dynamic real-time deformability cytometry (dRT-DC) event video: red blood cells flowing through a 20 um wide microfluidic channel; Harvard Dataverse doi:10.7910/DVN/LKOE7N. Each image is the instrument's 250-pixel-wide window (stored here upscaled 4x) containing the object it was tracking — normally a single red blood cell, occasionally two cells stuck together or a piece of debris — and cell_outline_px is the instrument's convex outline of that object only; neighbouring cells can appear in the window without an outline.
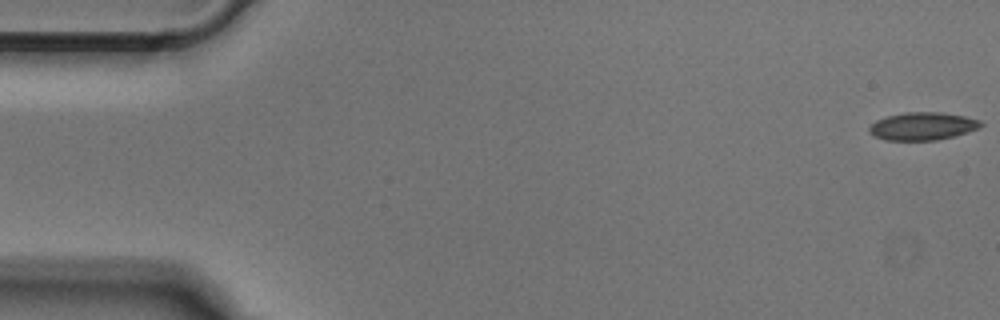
{"species": "Egyptian fruit bat (a non-hibernating species)", "species_latin": "Rousettus aegyptiacus", "temperature_condition": "cold", "stored_images_in_passage": 51, "camera_frame_rate_fps": 3000, "um_per_image_px": 0.085, "animal": {"sex": "male"}, "frame": {"image": 1, "passage_image": 1, "time_ms": 0.0, "image_size_px": [1000, 320], "cell_outline_px": [[984, 124], [968, 132], [936, 140], [888, 140], [872, 136], [868, 132], [868, 128], [876, 120], [888, 116], [904, 112], [940, 112], [964, 116], [980, 120]], "centroid_in_image_um": [78.38, 10.72], "position_along_channel_um": 6.6, "area_um2": 17.98}}
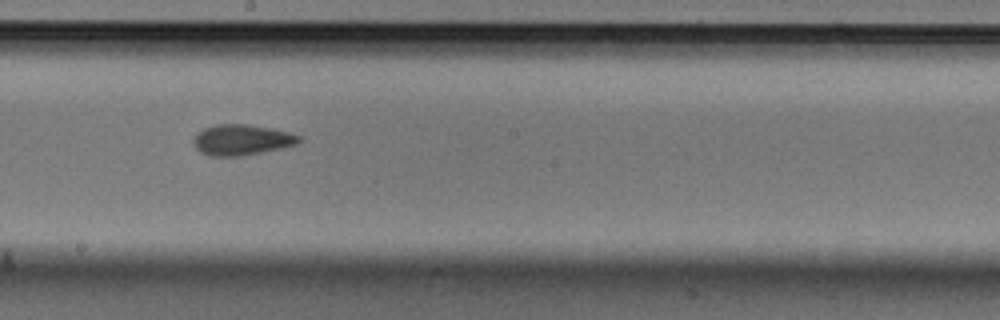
{"frame": {"image": 2, "passage_image": 28, "time_ms": 9.0, "image_size_px": [1000, 320], "cell_outline_px": [[304, 140], [296, 144], [280, 148], [240, 156], [212, 156], [200, 152], [192, 144], [192, 140], [196, 132], [204, 128], [216, 124], [248, 124], [272, 128], [288, 132], [300, 136]], "centroid_in_image_um": [20.51, 11.87], "position_along_channel_um": 227.7, "area_um2": 18.96}}
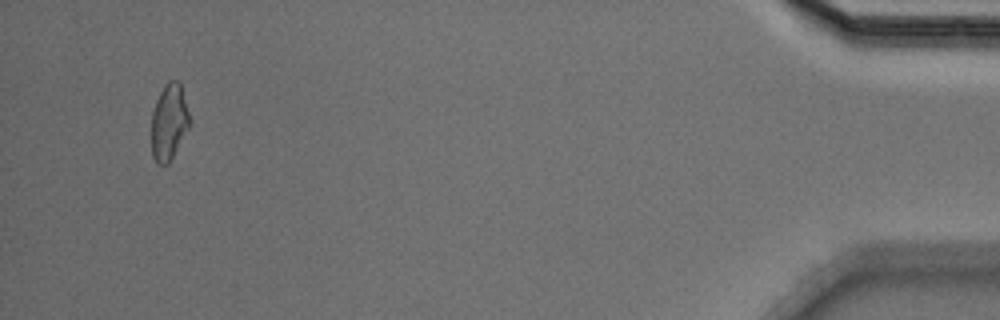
{"frame": {"image": 3, "passage_image": 49, "time_ms": 16.0, "image_size_px": [1000, 320], "cell_outline_px": [[188, 128], [168, 164], [156, 164], [152, 156], [152, 112], [156, 100], [164, 84], [168, 80], [180, 80], [188, 112]], "centroid_in_image_um": [14.34, 10.34], "position_along_channel_um": 420.9, "area_um2": 16.7}}